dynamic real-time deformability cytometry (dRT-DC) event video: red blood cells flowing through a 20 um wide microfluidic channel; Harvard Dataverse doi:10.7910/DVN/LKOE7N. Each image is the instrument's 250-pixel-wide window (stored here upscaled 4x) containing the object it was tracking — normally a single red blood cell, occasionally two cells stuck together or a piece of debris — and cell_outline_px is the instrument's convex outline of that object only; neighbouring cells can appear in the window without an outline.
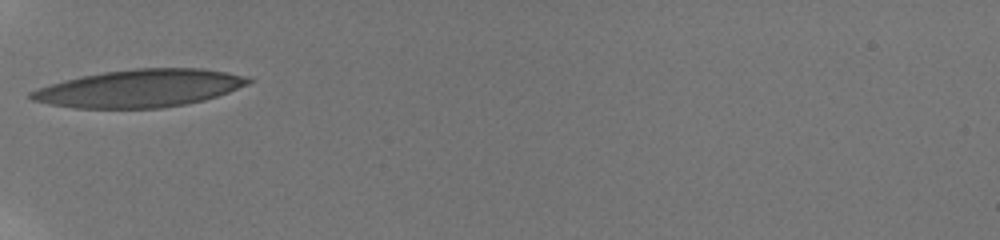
{"species": "human", "species_latin": "Homo sapiens", "temperature_condition": "room temperature", "stored_images_in_passage": 8, "camera_frame_rate_fps": 3000, "um_per_image_px": 0.085, "donor": {"sex": "male"}, "frame": {"image": 1, "passage_image": 1, "time_ms": 0.0, "image_size_px": [1000, 240], "cell_outline_px": [[252, 80], [248, 84], [228, 92], [204, 100], [164, 108], [76, 108], [48, 104], [32, 100], [28, 96], [28, 92], [36, 88], [64, 80], [80, 76], [104, 72], [136, 68], [204, 68], [248, 76]], "centroid_in_image_um": [11.85, 7.5], "position_along_channel_um": 73.1, "area_um2": 47.74}}
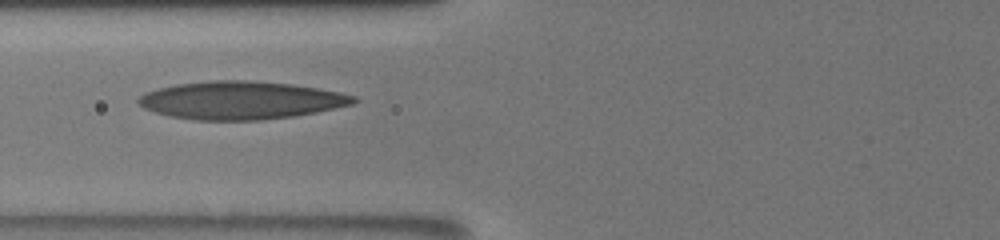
{"frame": {"image": 2, "passage_image": 3, "time_ms": 1.0, "image_size_px": [1000, 240], "cell_outline_px": [[360, 100], [352, 104], [316, 112], [296, 116], [260, 120], [196, 120], [172, 116], [156, 112], [144, 108], [136, 100], [144, 92], [176, 84], [212, 80], [248, 80], [292, 84], [340, 92], [356, 96]], "centroid_in_image_um": [20.49, 8.52], "position_along_channel_um": 105.3, "area_um2": 47.51}}
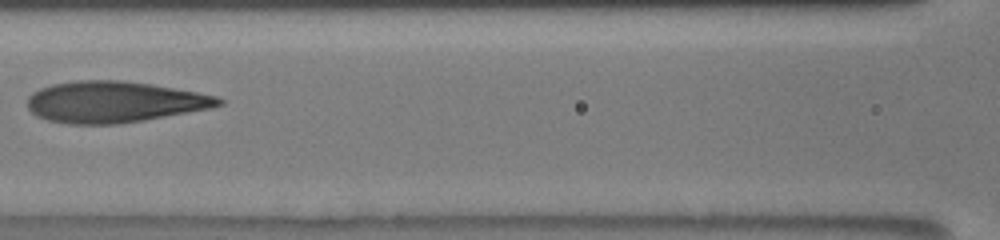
{"frame": {"image": 3, "passage_image": 5, "time_ms": 2.333, "image_size_px": [1000, 240], "cell_outline_px": [[224, 104], [208, 108], [144, 120], [116, 124], [68, 124], [48, 120], [36, 116], [28, 108], [28, 96], [32, 92], [40, 88], [52, 84], [76, 80], [124, 80], [152, 84], [196, 92], [216, 96], [224, 100]], "centroid_in_image_um": [9.66, 8.66], "position_along_channel_um": 156.9, "area_um2": 45.84}}